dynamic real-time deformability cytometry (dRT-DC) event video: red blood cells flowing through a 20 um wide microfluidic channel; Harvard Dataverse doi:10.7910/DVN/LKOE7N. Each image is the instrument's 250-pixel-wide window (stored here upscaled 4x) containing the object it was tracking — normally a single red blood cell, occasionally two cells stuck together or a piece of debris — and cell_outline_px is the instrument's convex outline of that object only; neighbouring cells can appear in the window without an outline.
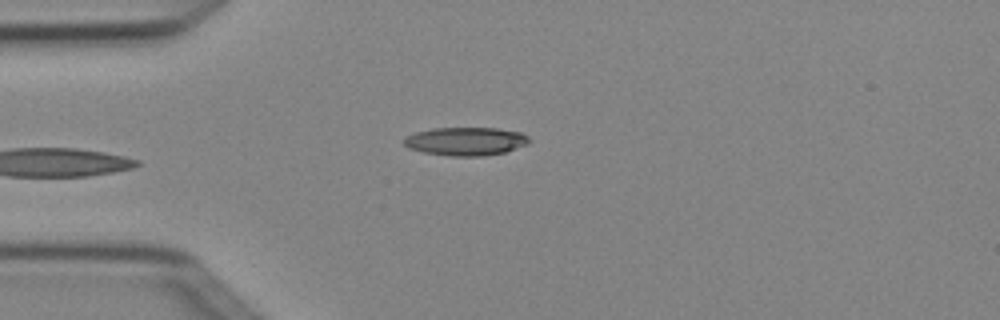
{"species": "Egyptian fruit bat (a non-hibernating species)", "species_latin": "Rousettus aegyptiacus", "temperature_condition": "cold", "stored_images_in_passage": 6, "camera_frame_rate_fps": 3000, "um_per_image_px": 0.085, "animal": {"sex": "female"}, "frame": {"image": 1, "passage_image": 5, "time_ms": 1.333, "image_size_px": [1000, 320], "cell_outline_px": [[532, 140], [528, 144], [504, 152], [480, 156], [448, 156], [424, 152], [408, 148], [404, 144], [404, 136], [416, 132], [432, 128], [496, 128], [520, 132], [528, 136]], "centroid_in_image_um": [39.58, 12.01], "position_along_channel_um": 45.4, "area_um2": 20.69}}